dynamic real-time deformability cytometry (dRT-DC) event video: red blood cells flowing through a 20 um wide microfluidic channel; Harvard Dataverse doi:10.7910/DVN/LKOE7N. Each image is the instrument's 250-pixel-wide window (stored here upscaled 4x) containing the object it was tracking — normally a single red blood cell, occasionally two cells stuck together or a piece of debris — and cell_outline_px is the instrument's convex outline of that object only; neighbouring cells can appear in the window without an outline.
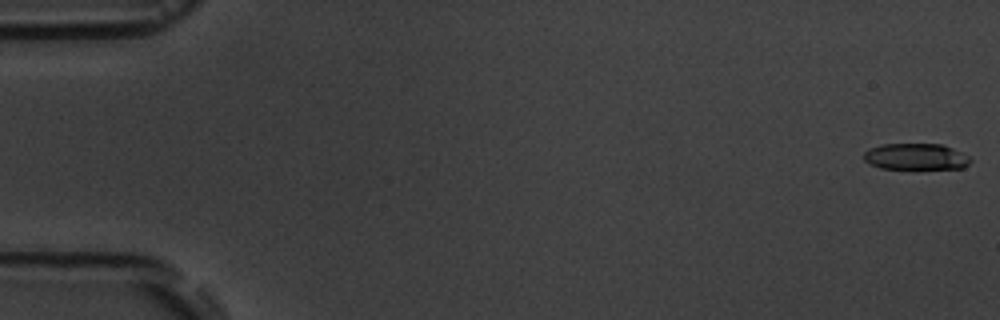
{"species": "common noctule bat (a hibernating species)", "species_latin": "Nyctalus noctula", "temperature_condition": "room temperature", "stored_images_in_passage": 8, "camera_frame_rate_fps": 3000, "um_per_image_px": 0.085, "animal": {"sex": "male", "body_mass_g": 19.5, "forearm_length_mm": 54.6}, "frame": {"image": 1, "passage_image": 1, "time_ms": 0.0, "image_size_px": [1000, 320], "cell_outline_px": [[972, 160], [964, 168], [880, 168], [864, 160], [864, 152], [868, 148], [880, 144], [940, 144], [952, 148], [968, 156]], "centroid_in_image_um": [77.83, 13.3], "position_along_channel_um": 7.2, "area_um2": 16.18}}
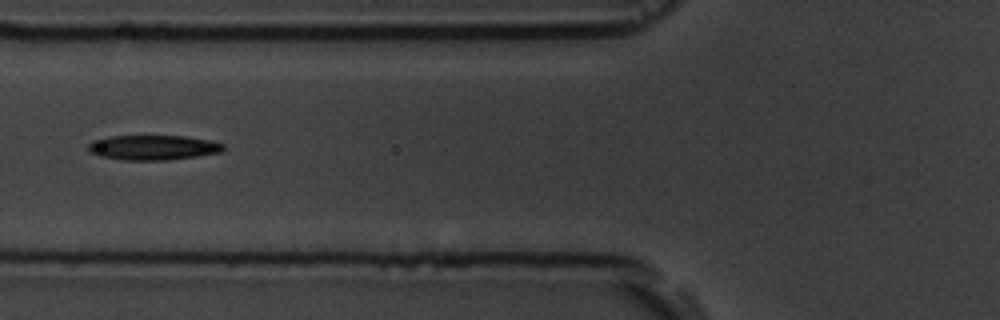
{"frame": {"image": 2, "passage_image": 7, "time_ms": 7.0, "image_size_px": [1000, 320], "cell_outline_px": [[224, 148], [220, 152], [196, 156], [168, 160], [124, 160], [100, 156], [88, 152], [88, 144], [92, 140], [108, 136], [184, 136], [212, 140], [224, 144]], "centroid_in_image_um": [12.98, 12.53], "position_along_channel_um": 112.8, "area_um2": 19.65}}
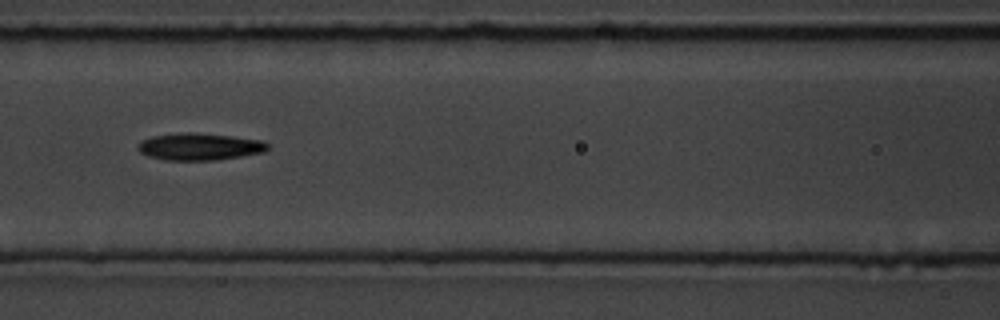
{"frame": {"image": 3, "passage_image": 8, "time_ms": 8.0, "image_size_px": [1000, 320], "cell_outline_px": [[268, 148], [264, 152], [216, 160], [164, 160], [148, 156], [140, 152], [140, 140], [152, 136], [188, 132], [196, 132], [232, 136], [264, 140], [268, 144]], "centroid_in_image_um": [16.99, 12.46], "position_along_channel_um": 149.6, "area_um2": 20.4}}